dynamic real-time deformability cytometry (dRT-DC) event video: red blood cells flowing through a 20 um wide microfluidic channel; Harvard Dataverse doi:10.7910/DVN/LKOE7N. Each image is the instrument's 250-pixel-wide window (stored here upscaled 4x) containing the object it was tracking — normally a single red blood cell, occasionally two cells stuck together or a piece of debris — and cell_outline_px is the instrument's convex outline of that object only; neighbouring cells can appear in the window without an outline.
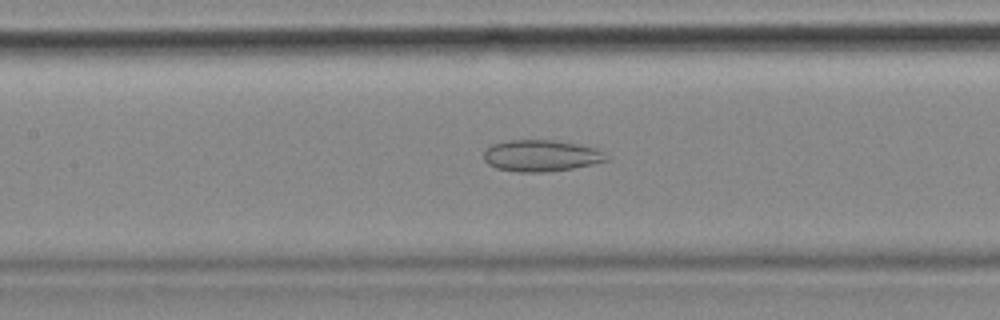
{"species": "common noctule bat (a hibernating species)", "species_latin": "Nyctalus noctula", "temperature_condition": "cold", "stored_images_in_passage": 56, "camera_frame_rate_fps": 3000, "um_per_image_px": 0.085, "animal": {"sex": "female", "body_mass_g": 18.4}, "frame": {"image": 1, "passage_image": 25, "time_ms": 8.0, "image_size_px": [1000, 320], "cell_outline_px": [[608, 160], [572, 168], [548, 172], [520, 172], [496, 168], [488, 164], [484, 160], [484, 152], [492, 144], [508, 140], [552, 140], [576, 144], [596, 148], [608, 156]], "centroid_in_image_um": [45.96, 13.23], "position_along_channel_um": 161.4, "area_um2": 22.31}}
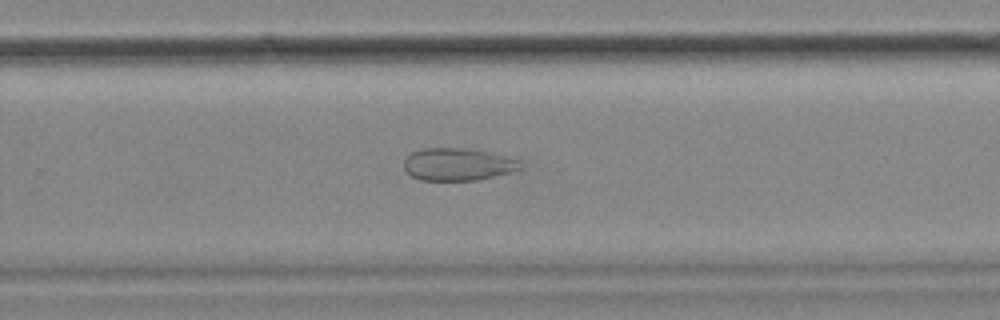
{"frame": {"image": 2, "passage_image": 36, "time_ms": 11.667, "image_size_px": [1000, 320], "cell_outline_px": [[520, 168], [508, 172], [476, 180], [420, 180], [412, 176], [404, 168], [404, 160], [412, 152], [420, 148], [468, 148], [492, 152], [520, 160]], "centroid_in_image_um": [38.88, 13.95], "position_along_channel_um": 290.9, "area_um2": 21.91}}
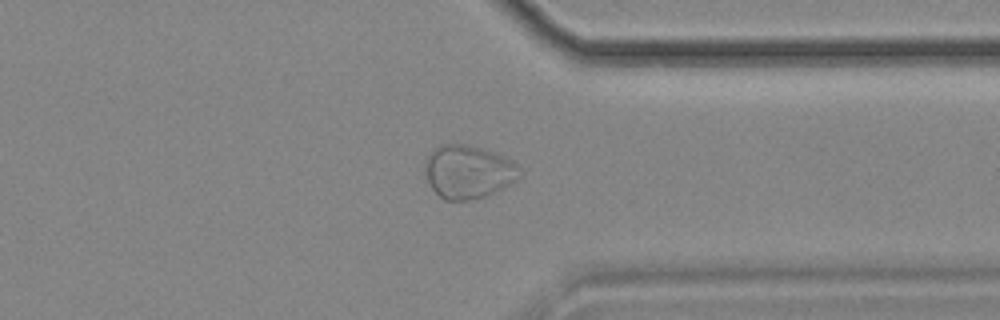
{"frame": {"image": 3, "passage_image": 43, "time_ms": 14.0, "image_size_px": [1000, 320], "cell_outline_px": [[520, 176], [512, 184], [496, 192], [476, 200], [444, 200], [432, 188], [424, 172], [424, 164], [428, 156], [436, 148], [444, 144], [464, 144], [480, 148], [504, 156], [512, 160], [516, 164]], "centroid_in_image_um": [39.8, 14.63], "position_along_channel_um": 371.6, "area_um2": 29.3}}